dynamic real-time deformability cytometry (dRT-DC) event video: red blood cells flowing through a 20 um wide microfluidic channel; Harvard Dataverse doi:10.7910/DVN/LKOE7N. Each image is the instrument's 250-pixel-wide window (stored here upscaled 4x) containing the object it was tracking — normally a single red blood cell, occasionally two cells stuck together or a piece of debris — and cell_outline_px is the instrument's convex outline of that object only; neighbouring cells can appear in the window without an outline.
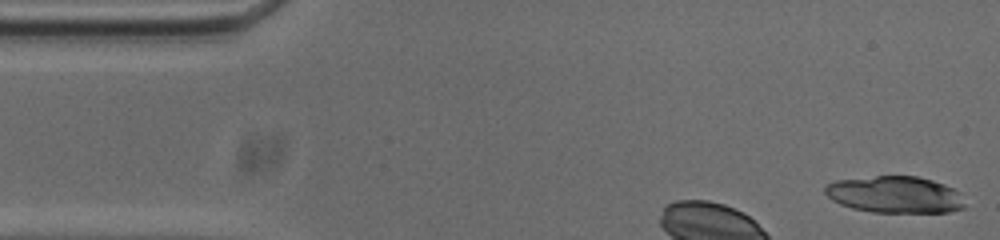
{"species": "common noctule bat (a hibernating species)", "species_latin": "Nyctalus noctula", "temperature_condition": "cold", "stored_images_in_passage": 6, "camera_frame_rate_fps": 3000, "um_per_image_px": 0.085, "animal": {"sex": "male", "body_mass_g": 20.0, "forearm_length_mm": 53.3}, "frame": {"image": 1, "passage_image": 1, "time_ms": 0.0, "image_size_px": [1000, 240], "cell_outline_px": [[964, 208], [948, 212], [872, 212], [852, 208], [840, 204], [832, 200], [824, 192], [824, 188], [828, 184], [836, 180], [876, 176], [916, 176], [932, 180], [944, 184], [960, 192], [964, 204]], "centroid_in_image_um": [76.07, 16.54], "position_along_channel_um": 8.9, "area_um2": 29.88}}